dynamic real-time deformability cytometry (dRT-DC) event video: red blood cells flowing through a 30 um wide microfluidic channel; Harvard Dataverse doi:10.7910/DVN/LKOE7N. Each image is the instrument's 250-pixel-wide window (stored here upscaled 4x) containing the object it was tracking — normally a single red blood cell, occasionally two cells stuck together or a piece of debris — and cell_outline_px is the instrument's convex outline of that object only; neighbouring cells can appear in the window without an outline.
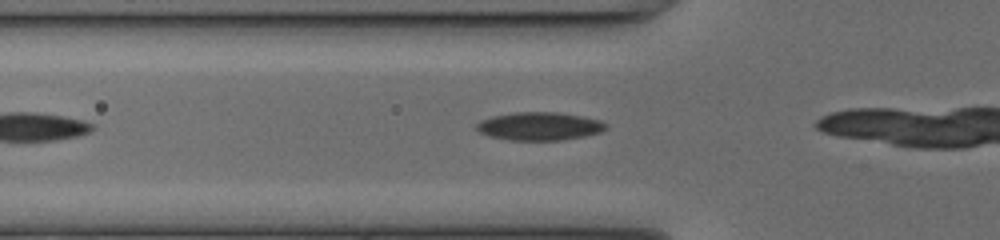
{"species": "common noctule bat (a hibernating species)", "species_latin": "Nyctalus noctula", "temperature_condition": "cold", "stored_images_in_passage": 8, "camera_frame_rate_fps": 3000, "um_per_image_px": 0.085, "animal": {"sex": "female", "body_mass_g": 17.0, "forearm_length_mm": 48.0}, "frame": {"image": 1, "passage_image": 4, "time_ms": 1.0, "image_size_px": [1000, 240], "cell_outline_px": [[608, 128], [600, 132], [584, 136], [560, 140], [508, 140], [488, 136], [480, 132], [476, 128], [476, 124], [480, 120], [492, 116], [516, 112], [556, 112], [580, 116], [600, 120], [608, 124]], "centroid_in_image_um": [45.84, 10.73], "position_along_channel_um": 80.0, "area_um2": 21.21}}
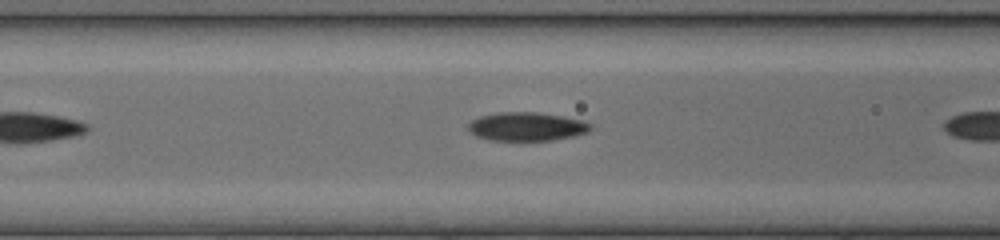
{"frame": {"image": 2, "passage_image": 7, "time_ms": 2.0, "image_size_px": [1000, 240], "cell_outline_px": [[592, 128], [588, 132], [576, 136], [552, 140], [488, 140], [476, 136], [468, 128], [468, 124], [472, 120], [480, 116], [496, 112], [536, 112], [564, 116], [584, 120], [592, 124]], "centroid_in_image_um": [44.81, 10.75], "position_along_channel_um": 121.8, "area_um2": 20.58}}